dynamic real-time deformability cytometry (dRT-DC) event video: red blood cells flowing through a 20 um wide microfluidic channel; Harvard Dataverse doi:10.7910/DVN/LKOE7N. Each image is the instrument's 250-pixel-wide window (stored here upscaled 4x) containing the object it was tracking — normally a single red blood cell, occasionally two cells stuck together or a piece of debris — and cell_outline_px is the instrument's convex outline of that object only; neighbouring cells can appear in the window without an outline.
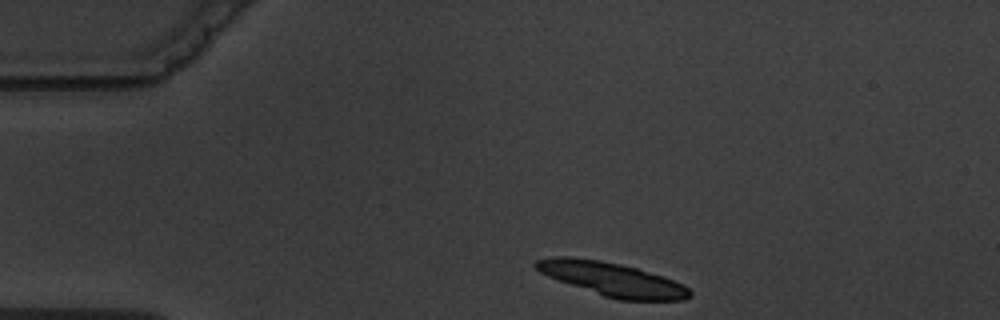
{"species": "common noctule bat (a hibernating species)", "species_latin": "Nyctalus noctula", "temperature_condition": "warm", "stored_images_in_passage": 2, "camera_frame_rate_fps": 3000, "um_per_image_px": 0.085, "animal": {"sex": "male", "body_mass_g": 19.5, "forearm_length_mm": 54.6}, "frame": {"image": 1, "passage_image": 1, "time_ms": 0.0, "image_size_px": [1000, 320], "cell_outline_px": [[692, 296], [684, 300], [620, 300], [604, 296], [556, 280], [540, 272], [532, 264], [536, 260], [552, 256], [568, 256], [600, 260], [620, 264], [636, 268], [664, 276], [684, 284], [692, 292]], "centroid_in_image_um": [52.03, 23.73], "position_along_channel_um": 33.0, "area_um2": 30.29}}